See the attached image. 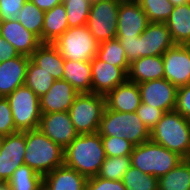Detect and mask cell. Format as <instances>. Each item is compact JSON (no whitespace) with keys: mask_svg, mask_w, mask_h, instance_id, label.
Segmentation results:
<instances>
[{"mask_svg":"<svg viewBox=\"0 0 190 190\" xmlns=\"http://www.w3.org/2000/svg\"><path fill=\"white\" fill-rule=\"evenodd\" d=\"M106 158L101 135H78L64 149V165L75 169L87 178L97 176Z\"/></svg>","mask_w":190,"mask_h":190,"instance_id":"6da1fadb","label":"cell"},{"mask_svg":"<svg viewBox=\"0 0 190 190\" xmlns=\"http://www.w3.org/2000/svg\"><path fill=\"white\" fill-rule=\"evenodd\" d=\"M24 165L42 176L64 165V149L38 128L25 131Z\"/></svg>","mask_w":190,"mask_h":190,"instance_id":"7a4b0ae2","label":"cell"},{"mask_svg":"<svg viewBox=\"0 0 190 190\" xmlns=\"http://www.w3.org/2000/svg\"><path fill=\"white\" fill-rule=\"evenodd\" d=\"M150 140L190 159V120L175 110L165 112L150 131Z\"/></svg>","mask_w":190,"mask_h":190,"instance_id":"3957f363","label":"cell"},{"mask_svg":"<svg viewBox=\"0 0 190 190\" xmlns=\"http://www.w3.org/2000/svg\"><path fill=\"white\" fill-rule=\"evenodd\" d=\"M130 158L131 166L158 179L184 160L179 154L151 140L134 146Z\"/></svg>","mask_w":190,"mask_h":190,"instance_id":"277c9868","label":"cell"},{"mask_svg":"<svg viewBox=\"0 0 190 190\" xmlns=\"http://www.w3.org/2000/svg\"><path fill=\"white\" fill-rule=\"evenodd\" d=\"M98 133L101 136L124 138L140 145L150 140V130L136 112H116L105 107Z\"/></svg>","mask_w":190,"mask_h":190,"instance_id":"5b68a950","label":"cell"},{"mask_svg":"<svg viewBox=\"0 0 190 190\" xmlns=\"http://www.w3.org/2000/svg\"><path fill=\"white\" fill-rule=\"evenodd\" d=\"M105 107V96L79 93L68 111L76 132L79 135L98 132Z\"/></svg>","mask_w":190,"mask_h":190,"instance_id":"8992f818","label":"cell"},{"mask_svg":"<svg viewBox=\"0 0 190 190\" xmlns=\"http://www.w3.org/2000/svg\"><path fill=\"white\" fill-rule=\"evenodd\" d=\"M65 60L91 61L99 43L86 25L68 28L54 43Z\"/></svg>","mask_w":190,"mask_h":190,"instance_id":"52a82bcc","label":"cell"},{"mask_svg":"<svg viewBox=\"0 0 190 190\" xmlns=\"http://www.w3.org/2000/svg\"><path fill=\"white\" fill-rule=\"evenodd\" d=\"M11 107L15 128L24 132L39 127L41 111L39 97L25 84L6 97Z\"/></svg>","mask_w":190,"mask_h":190,"instance_id":"ba28073f","label":"cell"},{"mask_svg":"<svg viewBox=\"0 0 190 190\" xmlns=\"http://www.w3.org/2000/svg\"><path fill=\"white\" fill-rule=\"evenodd\" d=\"M120 2L101 0L91 4L86 26L98 43L116 38Z\"/></svg>","mask_w":190,"mask_h":190,"instance_id":"9c48e42d","label":"cell"},{"mask_svg":"<svg viewBox=\"0 0 190 190\" xmlns=\"http://www.w3.org/2000/svg\"><path fill=\"white\" fill-rule=\"evenodd\" d=\"M164 78L179 88L190 83V45L175 44L163 55Z\"/></svg>","mask_w":190,"mask_h":190,"instance_id":"30bf717a","label":"cell"},{"mask_svg":"<svg viewBox=\"0 0 190 190\" xmlns=\"http://www.w3.org/2000/svg\"><path fill=\"white\" fill-rule=\"evenodd\" d=\"M38 129L63 149L79 135L69 112L41 113Z\"/></svg>","mask_w":190,"mask_h":190,"instance_id":"8fae6325","label":"cell"},{"mask_svg":"<svg viewBox=\"0 0 190 190\" xmlns=\"http://www.w3.org/2000/svg\"><path fill=\"white\" fill-rule=\"evenodd\" d=\"M141 101L164 112L175 109L178 88L167 79H157L138 84Z\"/></svg>","mask_w":190,"mask_h":190,"instance_id":"7c38bea8","label":"cell"},{"mask_svg":"<svg viewBox=\"0 0 190 190\" xmlns=\"http://www.w3.org/2000/svg\"><path fill=\"white\" fill-rule=\"evenodd\" d=\"M25 131L3 137L0 150V182H8L13 172L24 165Z\"/></svg>","mask_w":190,"mask_h":190,"instance_id":"4fadbf2b","label":"cell"},{"mask_svg":"<svg viewBox=\"0 0 190 190\" xmlns=\"http://www.w3.org/2000/svg\"><path fill=\"white\" fill-rule=\"evenodd\" d=\"M92 93L106 96L118 85L128 80V73L121 67L110 65L96 56L90 61Z\"/></svg>","mask_w":190,"mask_h":190,"instance_id":"5bb4252c","label":"cell"},{"mask_svg":"<svg viewBox=\"0 0 190 190\" xmlns=\"http://www.w3.org/2000/svg\"><path fill=\"white\" fill-rule=\"evenodd\" d=\"M174 45L166 23L150 22L139 36V58L163 55Z\"/></svg>","mask_w":190,"mask_h":190,"instance_id":"9a60e30c","label":"cell"},{"mask_svg":"<svg viewBox=\"0 0 190 190\" xmlns=\"http://www.w3.org/2000/svg\"><path fill=\"white\" fill-rule=\"evenodd\" d=\"M116 37L138 38L150 23L139 2L121 0Z\"/></svg>","mask_w":190,"mask_h":190,"instance_id":"2e32d148","label":"cell"},{"mask_svg":"<svg viewBox=\"0 0 190 190\" xmlns=\"http://www.w3.org/2000/svg\"><path fill=\"white\" fill-rule=\"evenodd\" d=\"M79 93L66 80H55L49 91L39 98L41 113L68 112Z\"/></svg>","mask_w":190,"mask_h":190,"instance_id":"e0dca14e","label":"cell"},{"mask_svg":"<svg viewBox=\"0 0 190 190\" xmlns=\"http://www.w3.org/2000/svg\"><path fill=\"white\" fill-rule=\"evenodd\" d=\"M0 35L9 42L19 53L30 57L42 44L40 39L26 30L18 20L0 22Z\"/></svg>","mask_w":190,"mask_h":190,"instance_id":"ac0fdd59","label":"cell"},{"mask_svg":"<svg viewBox=\"0 0 190 190\" xmlns=\"http://www.w3.org/2000/svg\"><path fill=\"white\" fill-rule=\"evenodd\" d=\"M29 59L30 57L19 55L0 63V97L6 98L25 84Z\"/></svg>","mask_w":190,"mask_h":190,"instance_id":"d6986e66","label":"cell"},{"mask_svg":"<svg viewBox=\"0 0 190 190\" xmlns=\"http://www.w3.org/2000/svg\"><path fill=\"white\" fill-rule=\"evenodd\" d=\"M105 99L106 107L116 112H136L142 102L138 84L128 80L110 91Z\"/></svg>","mask_w":190,"mask_h":190,"instance_id":"ffe728a7","label":"cell"},{"mask_svg":"<svg viewBox=\"0 0 190 190\" xmlns=\"http://www.w3.org/2000/svg\"><path fill=\"white\" fill-rule=\"evenodd\" d=\"M88 178L65 165L43 176V185L48 190H86Z\"/></svg>","mask_w":190,"mask_h":190,"instance_id":"44dd1931","label":"cell"},{"mask_svg":"<svg viewBox=\"0 0 190 190\" xmlns=\"http://www.w3.org/2000/svg\"><path fill=\"white\" fill-rule=\"evenodd\" d=\"M164 63L162 55L141 57L132 62L128 70V81L143 83L164 78Z\"/></svg>","mask_w":190,"mask_h":190,"instance_id":"7402d4cb","label":"cell"},{"mask_svg":"<svg viewBox=\"0 0 190 190\" xmlns=\"http://www.w3.org/2000/svg\"><path fill=\"white\" fill-rule=\"evenodd\" d=\"M30 60L48 72L55 80L63 79L65 59L52 43H42L30 56Z\"/></svg>","mask_w":190,"mask_h":190,"instance_id":"603a6c76","label":"cell"},{"mask_svg":"<svg viewBox=\"0 0 190 190\" xmlns=\"http://www.w3.org/2000/svg\"><path fill=\"white\" fill-rule=\"evenodd\" d=\"M63 80L70 83L78 93H92L90 61L65 60Z\"/></svg>","mask_w":190,"mask_h":190,"instance_id":"cb8c5ba5","label":"cell"},{"mask_svg":"<svg viewBox=\"0 0 190 190\" xmlns=\"http://www.w3.org/2000/svg\"><path fill=\"white\" fill-rule=\"evenodd\" d=\"M165 23L175 44L190 45V3L175 6Z\"/></svg>","mask_w":190,"mask_h":190,"instance_id":"d4e9b609","label":"cell"},{"mask_svg":"<svg viewBox=\"0 0 190 190\" xmlns=\"http://www.w3.org/2000/svg\"><path fill=\"white\" fill-rule=\"evenodd\" d=\"M69 28L67 13L63 4L45 12L43 43H54Z\"/></svg>","mask_w":190,"mask_h":190,"instance_id":"484cf974","label":"cell"},{"mask_svg":"<svg viewBox=\"0 0 190 190\" xmlns=\"http://www.w3.org/2000/svg\"><path fill=\"white\" fill-rule=\"evenodd\" d=\"M158 190H190V159H184L160 177Z\"/></svg>","mask_w":190,"mask_h":190,"instance_id":"4316f807","label":"cell"},{"mask_svg":"<svg viewBox=\"0 0 190 190\" xmlns=\"http://www.w3.org/2000/svg\"><path fill=\"white\" fill-rule=\"evenodd\" d=\"M21 14L17 18L19 23L28 31L35 34L43 43V25L45 12L27 0L20 9Z\"/></svg>","mask_w":190,"mask_h":190,"instance_id":"83f0119b","label":"cell"},{"mask_svg":"<svg viewBox=\"0 0 190 190\" xmlns=\"http://www.w3.org/2000/svg\"><path fill=\"white\" fill-rule=\"evenodd\" d=\"M96 57L110 65L121 67L128 73L130 64L117 37L99 43Z\"/></svg>","mask_w":190,"mask_h":190,"instance_id":"f1b7e54d","label":"cell"},{"mask_svg":"<svg viewBox=\"0 0 190 190\" xmlns=\"http://www.w3.org/2000/svg\"><path fill=\"white\" fill-rule=\"evenodd\" d=\"M11 190H39L43 176L28 165L18 167L7 182Z\"/></svg>","mask_w":190,"mask_h":190,"instance_id":"f546056e","label":"cell"},{"mask_svg":"<svg viewBox=\"0 0 190 190\" xmlns=\"http://www.w3.org/2000/svg\"><path fill=\"white\" fill-rule=\"evenodd\" d=\"M55 79L45 70L36 66L30 59L26 70L25 85L39 98L52 87Z\"/></svg>","mask_w":190,"mask_h":190,"instance_id":"4dcf8cb0","label":"cell"},{"mask_svg":"<svg viewBox=\"0 0 190 190\" xmlns=\"http://www.w3.org/2000/svg\"><path fill=\"white\" fill-rule=\"evenodd\" d=\"M122 182L126 190H158V178L133 166L123 175Z\"/></svg>","mask_w":190,"mask_h":190,"instance_id":"1f68e13d","label":"cell"},{"mask_svg":"<svg viewBox=\"0 0 190 190\" xmlns=\"http://www.w3.org/2000/svg\"><path fill=\"white\" fill-rule=\"evenodd\" d=\"M139 4L149 22L155 23H165L175 7L169 0H140Z\"/></svg>","mask_w":190,"mask_h":190,"instance_id":"d6a6232c","label":"cell"},{"mask_svg":"<svg viewBox=\"0 0 190 190\" xmlns=\"http://www.w3.org/2000/svg\"><path fill=\"white\" fill-rule=\"evenodd\" d=\"M131 166L130 156L107 157L101 165L98 177L108 180H122Z\"/></svg>","mask_w":190,"mask_h":190,"instance_id":"836d02e7","label":"cell"},{"mask_svg":"<svg viewBox=\"0 0 190 190\" xmlns=\"http://www.w3.org/2000/svg\"><path fill=\"white\" fill-rule=\"evenodd\" d=\"M62 4L66 9L69 28L86 25L91 6L89 0H63Z\"/></svg>","mask_w":190,"mask_h":190,"instance_id":"e575fe53","label":"cell"},{"mask_svg":"<svg viewBox=\"0 0 190 190\" xmlns=\"http://www.w3.org/2000/svg\"><path fill=\"white\" fill-rule=\"evenodd\" d=\"M101 139L107 157L130 156L135 146L127 139L115 136H101Z\"/></svg>","mask_w":190,"mask_h":190,"instance_id":"d590c367","label":"cell"},{"mask_svg":"<svg viewBox=\"0 0 190 190\" xmlns=\"http://www.w3.org/2000/svg\"><path fill=\"white\" fill-rule=\"evenodd\" d=\"M164 113L163 110L143 102L136 109V114L150 131L156 126Z\"/></svg>","mask_w":190,"mask_h":190,"instance_id":"8d00e7d4","label":"cell"},{"mask_svg":"<svg viewBox=\"0 0 190 190\" xmlns=\"http://www.w3.org/2000/svg\"><path fill=\"white\" fill-rule=\"evenodd\" d=\"M18 132L15 128L11 107L7 98L0 99V136Z\"/></svg>","mask_w":190,"mask_h":190,"instance_id":"74e56055","label":"cell"},{"mask_svg":"<svg viewBox=\"0 0 190 190\" xmlns=\"http://www.w3.org/2000/svg\"><path fill=\"white\" fill-rule=\"evenodd\" d=\"M27 0H0V22L15 21Z\"/></svg>","mask_w":190,"mask_h":190,"instance_id":"f35d334b","label":"cell"},{"mask_svg":"<svg viewBox=\"0 0 190 190\" xmlns=\"http://www.w3.org/2000/svg\"><path fill=\"white\" fill-rule=\"evenodd\" d=\"M86 190H126L122 180H108L93 176L88 178Z\"/></svg>","mask_w":190,"mask_h":190,"instance_id":"ab89813d","label":"cell"},{"mask_svg":"<svg viewBox=\"0 0 190 190\" xmlns=\"http://www.w3.org/2000/svg\"><path fill=\"white\" fill-rule=\"evenodd\" d=\"M174 110L190 120V83L178 88Z\"/></svg>","mask_w":190,"mask_h":190,"instance_id":"60d3db41","label":"cell"},{"mask_svg":"<svg viewBox=\"0 0 190 190\" xmlns=\"http://www.w3.org/2000/svg\"><path fill=\"white\" fill-rule=\"evenodd\" d=\"M122 48L125 50L129 64L139 59V37H117Z\"/></svg>","mask_w":190,"mask_h":190,"instance_id":"b9f144b4","label":"cell"},{"mask_svg":"<svg viewBox=\"0 0 190 190\" xmlns=\"http://www.w3.org/2000/svg\"><path fill=\"white\" fill-rule=\"evenodd\" d=\"M18 56L16 49L0 35V63Z\"/></svg>","mask_w":190,"mask_h":190,"instance_id":"7bdbcfd3","label":"cell"},{"mask_svg":"<svg viewBox=\"0 0 190 190\" xmlns=\"http://www.w3.org/2000/svg\"><path fill=\"white\" fill-rule=\"evenodd\" d=\"M44 12L51 10L54 6L62 4L63 0H31Z\"/></svg>","mask_w":190,"mask_h":190,"instance_id":"ee69618b","label":"cell"},{"mask_svg":"<svg viewBox=\"0 0 190 190\" xmlns=\"http://www.w3.org/2000/svg\"><path fill=\"white\" fill-rule=\"evenodd\" d=\"M171 4L174 6L184 5L187 4V0H169Z\"/></svg>","mask_w":190,"mask_h":190,"instance_id":"f6af8a7d","label":"cell"},{"mask_svg":"<svg viewBox=\"0 0 190 190\" xmlns=\"http://www.w3.org/2000/svg\"><path fill=\"white\" fill-rule=\"evenodd\" d=\"M0 190H11V187L7 182H0Z\"/></svg>","mask_w":190,"mask_h":190,"instance_id":"bcb514c9","label":"cell"},{"mask_svg":"<svg viewBox=\"0 0 190 190\" xmlns=\"http://www.w3.org/2000/svg\"><path fill=\"white\" fill-rule=\"evenodd\" d=\"M2 143H3V137L0 136V150H1V147H2Z\"/></svg>","mask_w":190,"mask_h":190,"instance_id":"7dc6e473","label":"cell"},{"mask_svg":"<svg viewBox=\"0 0 190 190\" xmlns=\"http://www.w3.org/2000/svg\"><path fill=\"white\" fill-rule=\"evenodd\" d=\"M39 190H48V189L42 184Z\"/></svg>","mask_w":190,"mask_h":190,"instance_id":"c3c4849f","label":"cell"},{"mask_svg":"<svg viewBox=\"0 0 190 190\" xmlns=\"http://www.w3.org/2000/svg\"><path fill=\"white\" fill-rule=\"evenodd\" d=\"M124 1H127V2H139L140 0H124Z\"/></svg>","mask_w":190,"mask_h":190,"instance_id":"681fc988","label":"cell"},{"mask_svg":"<svg viewBox=\"0 0 190 190\" xmlns=\"http://www.w3.org/2000/svg\"><path fill=\"white\" fill-rule=\"evenodd\" d=\"M101 0H89V2L92 4V3H95V2H99Z\"/></svg>","mask_w":190,"mask_h":190,"instance_id":"f907efd6","label":"cell"}]
</instances>
